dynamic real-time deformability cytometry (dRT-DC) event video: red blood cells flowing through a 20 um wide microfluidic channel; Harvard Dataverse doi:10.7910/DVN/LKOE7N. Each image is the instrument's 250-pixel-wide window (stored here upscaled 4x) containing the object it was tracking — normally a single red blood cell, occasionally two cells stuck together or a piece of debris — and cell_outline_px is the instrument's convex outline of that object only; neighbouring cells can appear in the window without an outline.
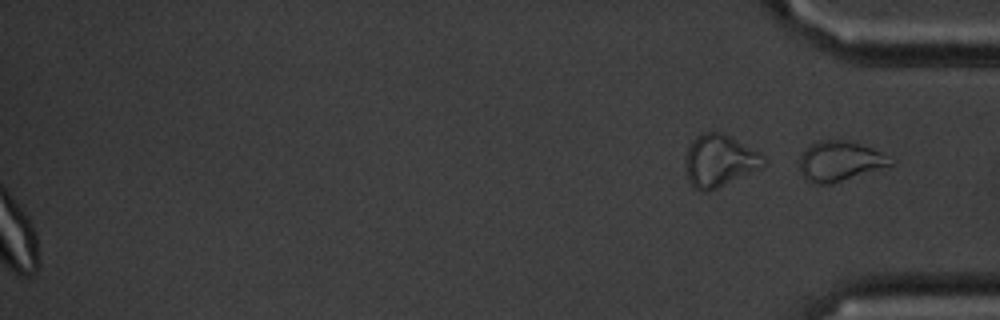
{"species": "common noctule bat (a hibernating species)", "species_latin": "Nyctalus noctula", "temperature_condition": "cold", "stored_images_in_passage": 57, "segment_of_instrument_passage": [2, 2], "camera_frame_rate_fps": 3000, "um_per_image_px": 0.085, "animal": {"sex": "male", "body_mass_g": 20.1, "forearm_length_mm": 53.5}, "frame": {"image": 1, "passage_image": 57, "time_ms": 18.667, "image_size_px": [1000, 320], "cell_outline_px": [[896, 164], [832, 184], [812, 184], [804, 180], [800, 172], [800, 156], [812, 144], [820, 140], [844, 140], [860, 144], [872, 148], [880, 152]], "centroid_in_image_um": [71.36, 13.73], "position_along_channel_um": 363.8, "area_um2": 21.15}}